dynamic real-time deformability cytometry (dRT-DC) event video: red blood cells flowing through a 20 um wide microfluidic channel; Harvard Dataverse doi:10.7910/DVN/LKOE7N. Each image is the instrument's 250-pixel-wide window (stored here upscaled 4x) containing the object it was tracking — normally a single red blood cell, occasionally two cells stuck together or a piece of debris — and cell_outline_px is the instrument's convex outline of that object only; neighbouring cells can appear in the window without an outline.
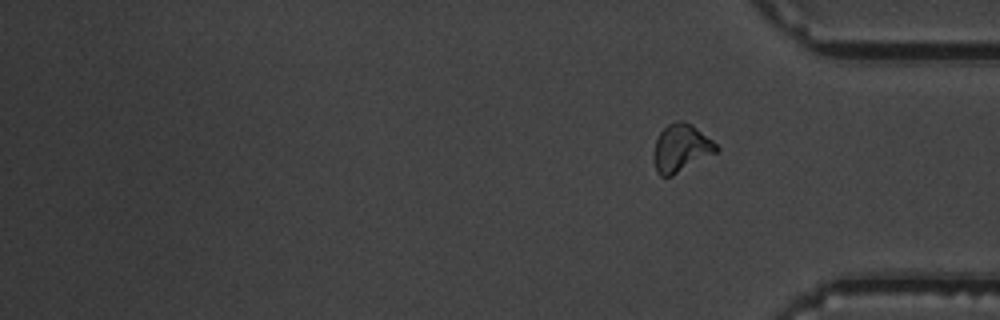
{"species": "common noctule bat (a hibernating species)", "species_latin": "Nyctalus noctula", "temperature_condition": "warm", "stored_images_in_passage": 14, "segment_of_instrument_passage": [2, 2], "camera_frame_rate_fps": 3000, "um_per_image_px": 0.085, "animal": {"sex": "male", "body_mass_g": 19.5, "forearm_length_mm": 54.6}, "frame": {"image": 1, "passage_image": 14, "time_ms": 4.333, "image_size_px": [1000, 320], "cell_outline_px": [[720, 148], [716, 152], [672, 176], [660, 176], [656, 172], [652, 152], [656, 140], [660, 132], [668, 124], [676, 120], [684, 120], [692, 124], [712, 140]], "centroid_in_image_um": [57.86, 12.57], "position_along_channel_um": 377.3, "area_um2": 17.46}}